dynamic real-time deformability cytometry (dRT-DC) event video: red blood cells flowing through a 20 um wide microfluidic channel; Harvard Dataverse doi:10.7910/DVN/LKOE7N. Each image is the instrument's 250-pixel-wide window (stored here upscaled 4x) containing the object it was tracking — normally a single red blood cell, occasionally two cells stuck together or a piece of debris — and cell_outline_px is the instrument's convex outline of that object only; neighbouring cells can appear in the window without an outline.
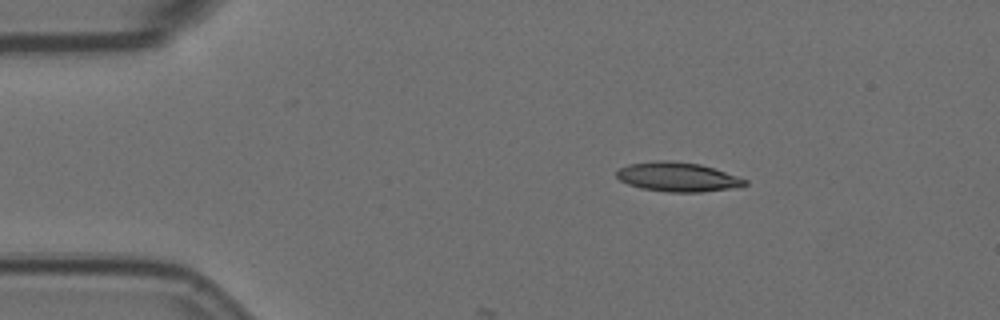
{"species": "Egyptian fruit bat (a non-hibernating species)", "species_latin": "Rousettus aegyptiacus", "temperature_condition": "room temperature", "stored_images_in_passage": 4, "camera_frame_rate_fps": 3000, "um_per_image_px": 0.085, "animal": {"sex": "female"}, "frame": {"image": 1, "passage_image": 4, "time_ms": 1.0, "image_size_px": [1000, 320], "cell_outline_px": [[748, 184], [736, 188], [700, 192], [668, 192], [640, 188], [628, 184], [620, 180], [616, 176], [616, 172], [620, 168], [628, 164], [656, 160], [668, 160], [700, 164], [748, 180]], "centroid_in_image_um": [57.59, 15.04], "position_along_channel_um": 27.4, "area_um2": 21.91}}